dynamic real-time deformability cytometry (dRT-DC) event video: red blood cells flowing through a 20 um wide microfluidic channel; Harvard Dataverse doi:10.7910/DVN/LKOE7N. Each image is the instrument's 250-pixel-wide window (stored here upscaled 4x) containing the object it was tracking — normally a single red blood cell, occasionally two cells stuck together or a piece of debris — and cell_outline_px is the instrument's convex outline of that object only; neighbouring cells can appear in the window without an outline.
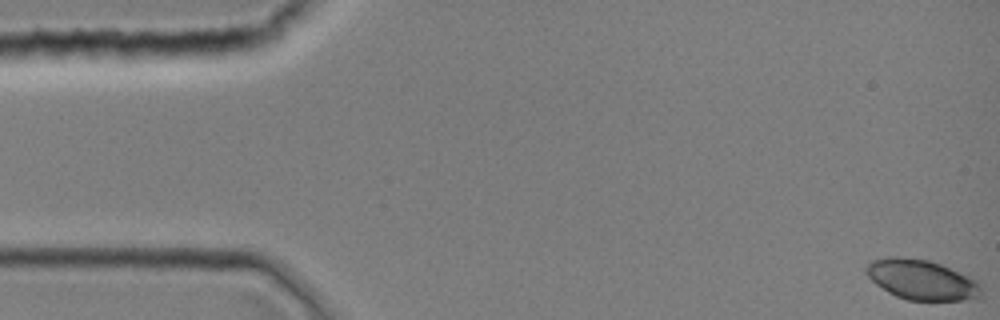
{"species": "common noctule bat (a hibernating species)", "species_latin": "Nyctalus noctula", "temperature_condition": "room temperature", "stored_images_in_passage": 12, "camera_frame_rate_fps": 3000, "um_per_image_px": 0.085, "animal": {"sex": "female", "body_mass_g": 19.0, "forearm_length_mm": 51.5}, "frame": {"image": 1, "passage_image": 1, "time_ms": 0.0, "image_size_px": [1000, 320], "cell_outline_px": [[980, 296], [964, 300], [908, 300], [896, 296], [888, 292], [876, 284], [864, 272], [864, 268], [872, 260], [892, 256], [900, 256], [928, 260], [940, 264], [968, 276], [976, 280], [980, 284]], "centroid_in_image_um": [78.29, 23.77], "position_along_channel_um": 6.7, "area_um2": 26.65}}
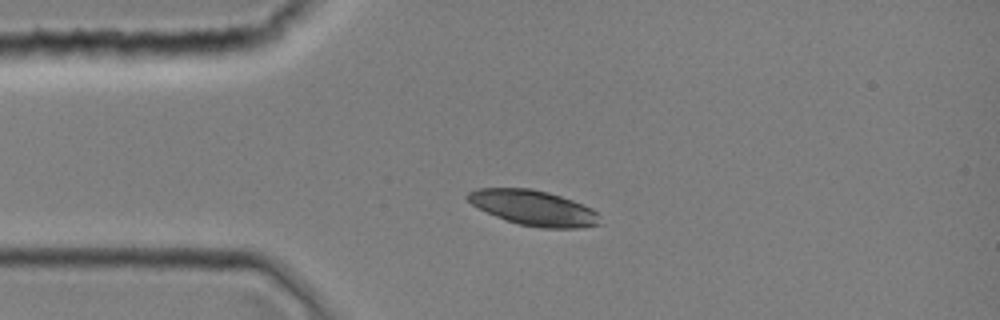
{"frame": {"image": 2, "passage_image": 10, "time_ms": 3.0, "image_size_px": [1000, 320], "cell_outline_px": [[604, 224], [580, 228], [540, 228], [520, 224], [496, 216], [472, 204], [464, 196], [468, 192], [476, 188], [532, 188], [548, 192], [572, 200], [592, 208], [596, 212]], "centroid_in_image_um": [45.39, 17.67], "position_along_channel_um": 39.6, "area_um2": 27.11}}